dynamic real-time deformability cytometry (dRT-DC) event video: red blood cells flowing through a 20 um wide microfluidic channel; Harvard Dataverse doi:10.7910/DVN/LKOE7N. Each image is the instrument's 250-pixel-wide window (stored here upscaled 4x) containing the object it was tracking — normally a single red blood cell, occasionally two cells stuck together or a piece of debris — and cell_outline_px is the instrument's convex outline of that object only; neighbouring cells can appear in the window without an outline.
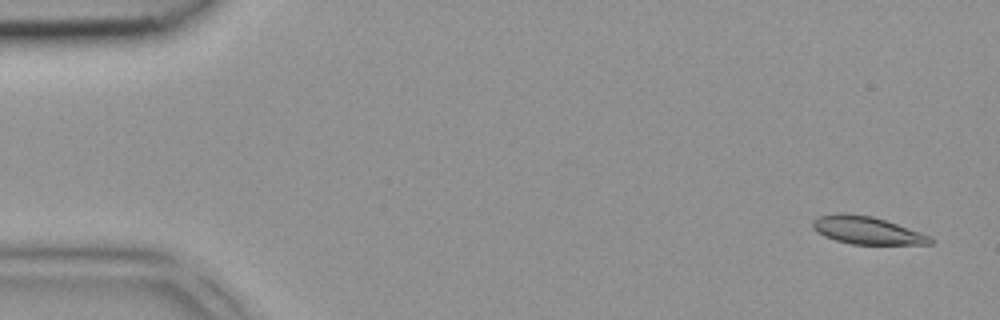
{"species": "common noctule bat (a hibernating species)", "species_latin": "Nyctalus noctula", "temperature_condition": "room temperature", "stored_images_in_passage": 4, "camera_frame_rate_fps": 3000, "um_per_image_px": 0.085, "animal": {"sex": "female", "body_mass_g": 18.4}, "frame": {"image": 1, "passage_image": 1, "time_ms": 0.0, "image_size_px": [1000, 320], "cell_outline_px": [[932, 244], [852, 244], [836, 240], [824, 236], [816, 232], [812, 228], [812, 220], [820, 216], [836, 212], [844, 212], [872, 216], [932, 236]], "centroid_in_image_um": [73.63, 19.56], "position_along_channel_um": 11.4, "area_um2": 18.96}}